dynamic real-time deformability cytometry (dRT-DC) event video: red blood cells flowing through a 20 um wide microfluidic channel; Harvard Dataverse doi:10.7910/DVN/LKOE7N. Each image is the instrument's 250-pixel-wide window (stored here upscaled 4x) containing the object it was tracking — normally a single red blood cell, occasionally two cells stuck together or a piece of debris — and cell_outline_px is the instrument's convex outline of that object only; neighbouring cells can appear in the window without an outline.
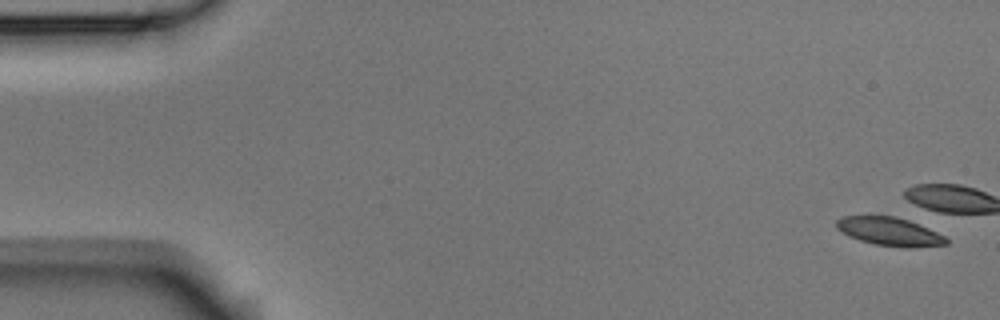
{"species": "Egyptian fruit bat (a non-hibernating species)", "species_latin": "Rousettus aegyptiacus", "temperature_condition": "room temperature", "stored_images_in_passage": 5, "camera_frame_rate_fps": 3000, "um_per_image_px": 0.085, "animal": {"sex": "male"}, "frame": {"image": 1, "passage_image": 1, "time_ms": 0.0, "image_size_px": [1000, 320], "cell_outline_px": [[948, 244], [912, 248], [908, 248], [876, 244], [860, 240], [848, 236], [836, 228], [836, 220], [844, 216], [896, 216], [908, 220], [928, 228], [944, 236], [948, 240]], "centroid_in_image_um": [75.61, 19.68], "position_along_channel_um": 9.4, "area_um2": 18.03}}